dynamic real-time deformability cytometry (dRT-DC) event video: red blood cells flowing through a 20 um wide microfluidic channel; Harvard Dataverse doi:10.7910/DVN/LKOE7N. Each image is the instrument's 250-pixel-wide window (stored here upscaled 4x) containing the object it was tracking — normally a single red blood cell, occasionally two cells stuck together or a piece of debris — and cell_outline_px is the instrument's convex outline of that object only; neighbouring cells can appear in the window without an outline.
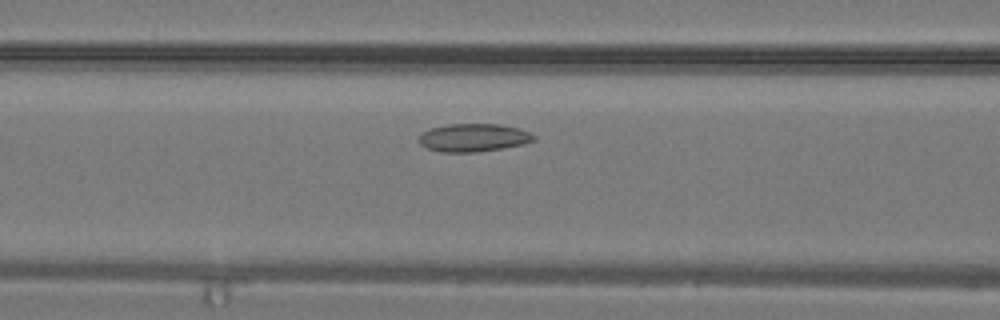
{"species": "common noctule bat (a hibernating species)", "species_latin": "Nyctalus noctula", "temperature_condition": "warm", "stored_images_in_passage": 29, "camera_frame_rate_fps": 3000, "um_per_image_px": 0.085, "animal": {"sex": "male", "body_mass_g": 19.2, "forearm_length_mm": 51.8}, "frame": {"image": 1, "passage_image": 10, "time_ms": 3.0, "image_size_px": [1000, 320], "cell_outline_px": [[536, 140], [524, 144], [476, 152], [440, 152], [428, 148], [420, 144], [420, 132], [428, 128], [448, 124], [500, 124], [520, 128], [536, 136]], "centroid_in_image_um": [40.24, 11.69], "position_along_channel_um": 126.4, "area_um2": 18.84}}
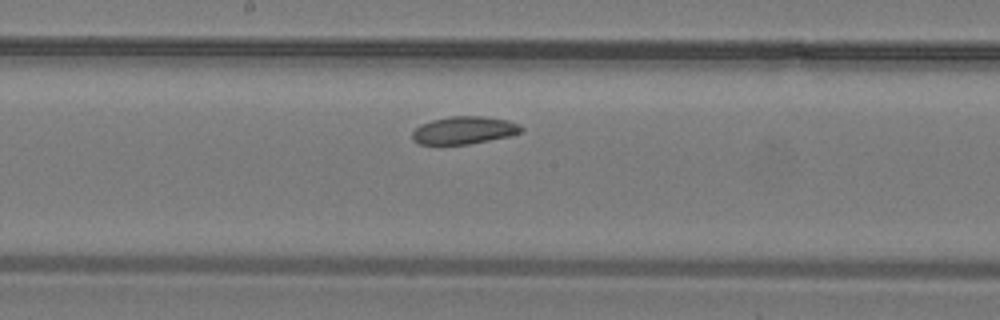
{"frame": {"image": 2, "passage_image": 14, "time_ms": 4.333, "image_size_px": [1000, 320], "cell_outline_px": [[524, 132], [508, 136], [468, 144], [416, 144], [412, 140], [412, 132], [420, 124], [432, 120], [448, 116], [480, 116], [508, 120], [520, 124], [524, 128]], "centroid_in_image_um": [39.44, 11.07], "position_along_channel_um": 208.8, "area_um2": 17.63}}
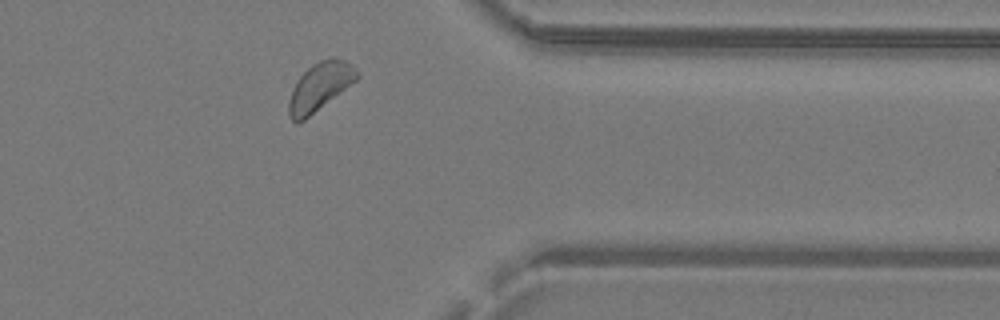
{"frame": {"image": 3, "passage_image": 23, "time_ms": 7.333, "image_size_px": [1000, 320], "cell_outline_px": [[360, 76], [356, 80], [304, 120], [296, 124], [288, 116], [288, 100], [296, 80], [312, 64], [320, 60], [332, 56], [344, 60]], "centroid_in_image_um": [27.12, 7.38], "position_along_channel_um": 384.3, "area_um2": 18.79}}